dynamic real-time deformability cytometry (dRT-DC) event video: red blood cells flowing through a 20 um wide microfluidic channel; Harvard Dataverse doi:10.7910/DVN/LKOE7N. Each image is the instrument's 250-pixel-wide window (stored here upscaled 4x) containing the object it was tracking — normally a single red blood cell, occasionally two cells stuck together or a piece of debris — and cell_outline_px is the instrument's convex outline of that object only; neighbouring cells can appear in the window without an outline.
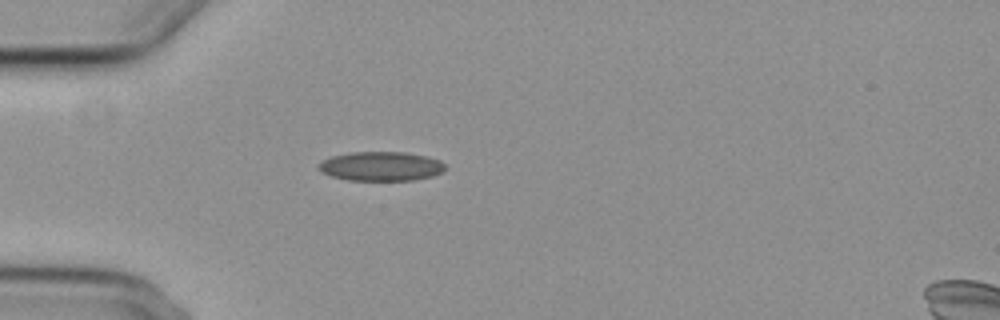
{"species": "common noctule bat (a hibernating species)", "species_latin": "Nyctalus noctula", "temperature_condition": "cold", "stored_images_in_passage": 40, "camera_frame_rate_fps": 3000, "um_per_image_px": 0.085, "animal": {"sex": "female", "body_mass_g": 29.2, "forearm_length_mm": 56.3}, "frame": {"image": 1, "passage_image": 1, "time_ms": 0.0, "image_size_px": [1000, 320], "cell_outline_px": [[444, 172], [432, 176], [412, 180], [348, 180], [332, 176], [320, 172], [316, 168], [316, 164], [332, 156], [352, 152], [404, 152], [424, 156], [440, 160], [444, 164]], "centroid_in_image_um": [32.35, 14.13], "position_along_channel_um": 52.7, "area_um2": 21.56}}
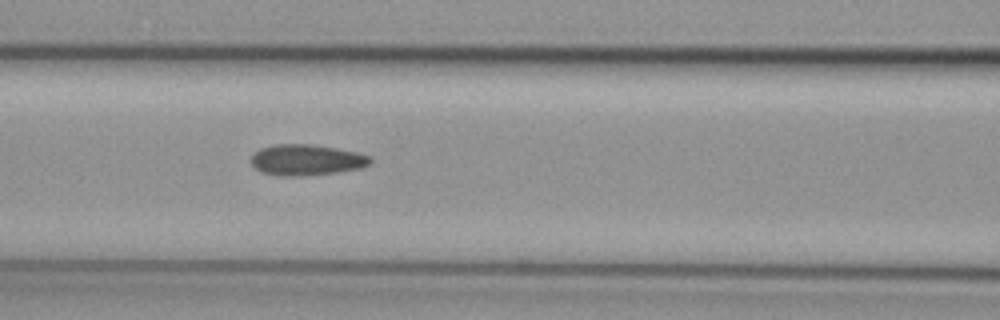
{"frame": {"image": 2, "passage_image": 9, "time_ms": 2.667, "image_size_px": [1000, 320], "cell_outline_px": [[372, 160], [368, 164], [360, 168], [336, 172], [300, 176], [280, 176], [260, 172], [252, 164], [252, 156], [260, 148], [276, 144], [312, 144], [336, 148], [356, 152], [368, 156]], "centroid_in_image_um": [26.02, 13.59], "position_along_channel_um": 140.6, "area_um2": 21.27}}
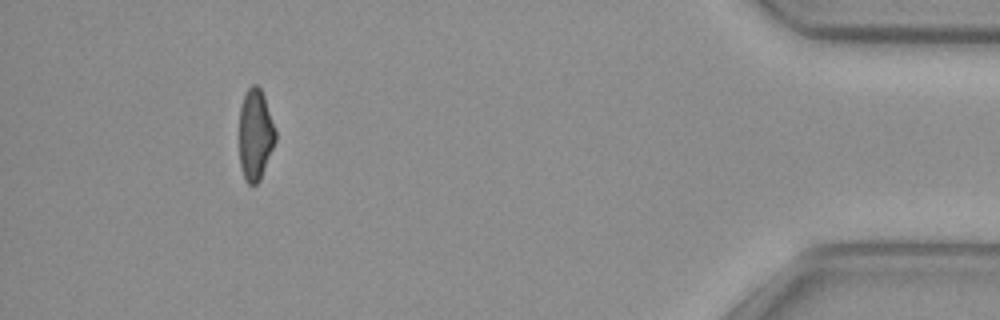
{"frame": {"image": 3, "passage_image": 36, "time_ms": 11.667, "image_size_px": [1000, 320], "cell_outline_px": [[276, 140], [260, 180], [256, 184], [248, 184], [244, 180], [240, 168], [240, 108], [244, 96], [248, 88], [252, 84], [256, 84], [260, 88], [264, 96], [276, 128]], "centroid_in_image_um": [21.71, 11.46], "position_along_channel_um": 413.5, "area_um2": 19.31}, "authors_computed_cell_mechanics": {"area_um2": 20.9814, "velocity_mm_per_s": 3.7208, "shape_relaxation_time_tau1_ms": null, "shape_relaxation_time_tau2_ms": 4.2468, "deformation_change_tau1": null, "deformation_change_tau2": 0.1176}}